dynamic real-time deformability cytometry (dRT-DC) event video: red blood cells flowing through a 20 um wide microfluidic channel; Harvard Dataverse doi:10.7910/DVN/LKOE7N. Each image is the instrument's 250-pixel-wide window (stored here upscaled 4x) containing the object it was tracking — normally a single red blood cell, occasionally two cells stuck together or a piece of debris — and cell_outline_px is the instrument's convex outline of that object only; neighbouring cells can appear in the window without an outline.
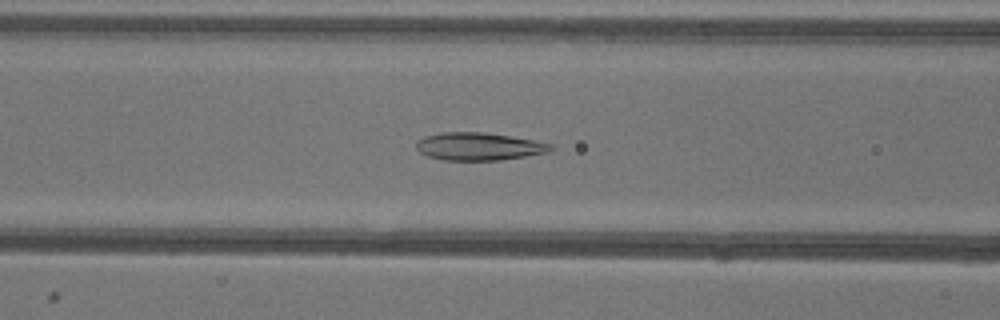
{"species": "common noctule bat (a hibernating species)", "species_latin": "Nyctalus noctula", "temperature_condition": "warm", "stored_images_in_passage": 36, "camera_frame_rate_fps": 3000, "um_per_image_px": 0.085, "animal": {"sex": "female"}, "frame": {"image": 1, "passage_image": 5, "time_ms": 1.333, "image_size_px": [1000, 320], "cell_outline_px": [[556, 148], [552, 152], [500, 160], [444, 160], [428, 156], [420, 152], [416, 148], [416, 140], [424, 136], [440, 132], [484, 132], [512, 136], [552, 144]], "centroid_in_image_um": [40.72, 12.44], "position_along_channel_um": 125.9, "area_um2": 21.96}}
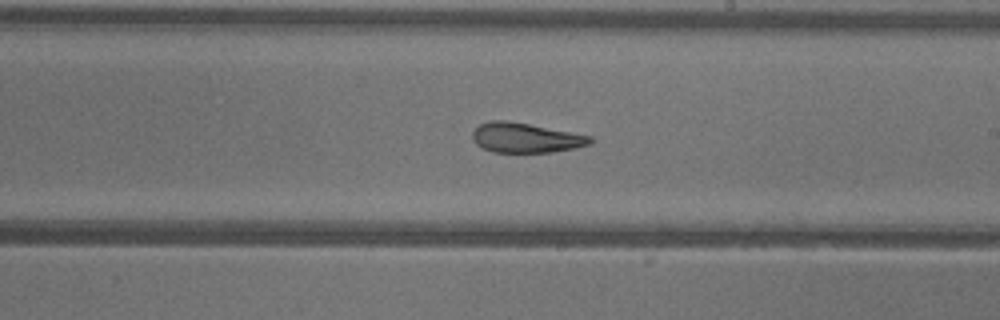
{"frame": {"image": 2, "passage_image": 14, "time_ms": 4.333, "image_size_px": [1000, 320], "cell_outline_px": [[592, 144], [576, 148], [552, 152], [492, 152], [476, 144], [472, 140], [472, 132], [480, 124], [492, 120], [508, 120], [592, 136]], "centroid_in_image_um": [44.68, 11.71], "position_along_channel_um": 244.3, "area_um2": 20.46}}
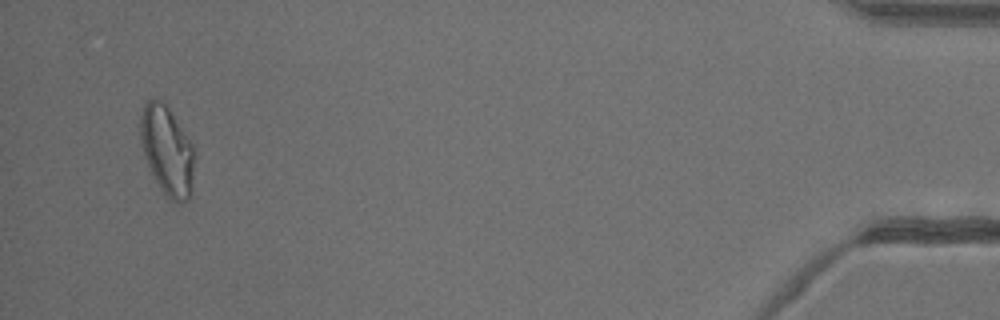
{"frame": {"image": 3, "passage_image": 34, "time_ms": 11.0, "image_size_px": [1000, 320], "cell_outline_px": [[192, 192], [188, 200], [180, 204], [176, 204], [164, 196], [144, 156], [140, 140], [140, 116], [144, 100], [164, 100], [192, 144]], "centroid_in_image_um": [14.17, 12.8], "position_along_channel_um": 421.0, "area_um2": 28.03}}